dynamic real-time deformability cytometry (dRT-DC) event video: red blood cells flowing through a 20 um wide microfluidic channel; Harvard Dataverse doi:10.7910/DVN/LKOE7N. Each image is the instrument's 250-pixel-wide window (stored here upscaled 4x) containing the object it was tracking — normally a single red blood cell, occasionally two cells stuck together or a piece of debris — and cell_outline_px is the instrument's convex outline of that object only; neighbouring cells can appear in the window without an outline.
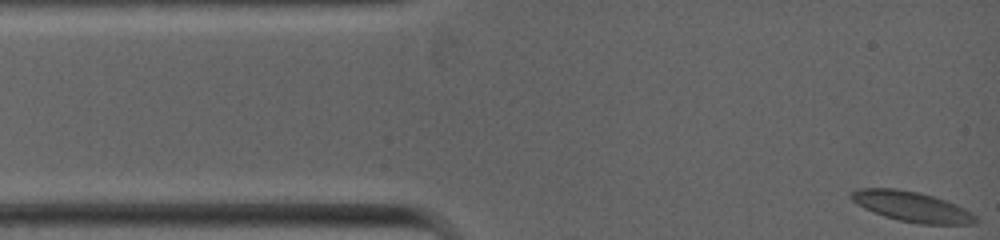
{"species": "common noctule bat (a hibernating species)", "species_latin": "Nyctalus noctula", "temperature_condition": "warm", "stored_images_in_passage": 29, "camera_frame_rate_fps": 5000, "um_per_image_px": 0.085, "animal": {"sex": "female", "body_mass_g": 19.0, "forearm_length_mm": 53.3}, "frame": {"image": 1, "passage_image": 1, "time_ms": 0.0, "image_size_px": [1000, 240], "cell_outline_px": [[980, 220], [972, 224], [920, 224], [900, 220], [884, 216], [864, 208], [852, 200], [848, 196], [848, 192], [856, 188], [896, 188], [920, 192], [956, 204], [972, 212]], "centroid_in_image_um": [77.48, 17.55], "position_along_channel_um": 7.5, "area_um2": 22.02}}
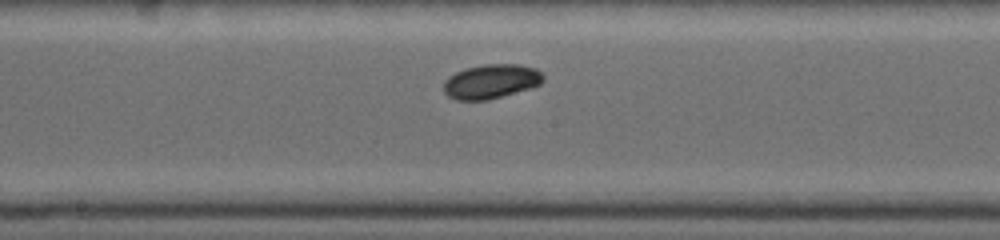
{"frame": {"image": 2, "passage_image": 17, "time_ms": 3.4, "image_size_px": [1000, 240], "cell_outline_px": [[544, 80], [540, 84], [528, 88], [488, 100], [456, 100], [448, 96], [444, 92], [444, 80], [448, 76], [456, 72], [468, 68], [484, 64], [520, 64], [536, 68], [544, 76]], "centroid_in_image_um": [41.73, 6.91], "position_along_channel_um": 206.5, "area_um2": 19.83}}
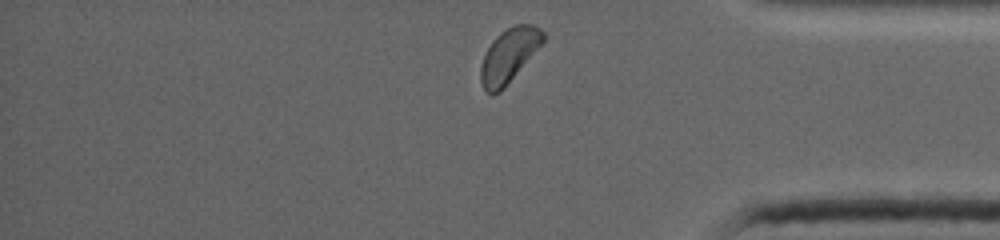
{"frame": {"image": 3, "passage_image": 28, "time_ms": 7.4, "image_size_px": [1000, 240], "cell_outline_px": [[544, 40], [504, 88], [500, 92], [492, 96], [484, 92], [480, 80], [480, 68], [484, 56], [492, 40], [500, 32], [516, 24], [532, 24], [540, 28], [544, 32]], "centroid_in_image_um": [43.22, 4.74], "position_along_channel_um": 392.0, "area_um2": 19.42}}